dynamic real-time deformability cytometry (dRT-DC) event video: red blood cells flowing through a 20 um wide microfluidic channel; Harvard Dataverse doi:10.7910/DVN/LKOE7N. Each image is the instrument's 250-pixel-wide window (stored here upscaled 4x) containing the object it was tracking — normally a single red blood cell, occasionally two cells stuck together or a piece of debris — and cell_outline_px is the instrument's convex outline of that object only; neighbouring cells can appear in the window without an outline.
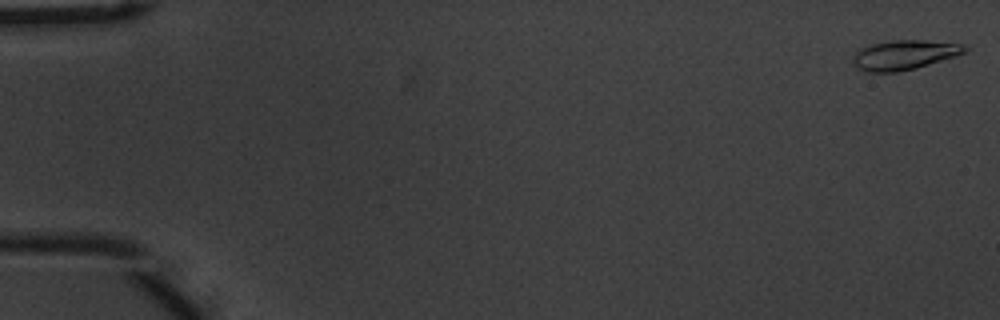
{"species": "common noctule bat (a hibernating species)", "species_latin": "Nyctalus noctula", "temperature_condition": "warm", "stored_images_in_passage": 8, "camera_frame_rate_fps": 3000, "um_per_image_px": 0.085, "animal": {"sex": "male", "body_mass_g": 20.1, "forearm_length_mm": 53.5}, "frame": {"image": 1, "passage_image": 1, "time_ms": 0.0, "image_size_px": [1000, 320], "cell_outline_px": [[972, 48], [956, 56], [916, 68], [896, 72], [868, 72], [856, 68], [852, 60], [856, 52], [860, 48], [872, 44], [892, 40], [924, 40], [964, 44]], "centroid_in_image_um": [76.89, 4.66], "position_along_channel_um": 8.1, "area_um2": 19.36}}